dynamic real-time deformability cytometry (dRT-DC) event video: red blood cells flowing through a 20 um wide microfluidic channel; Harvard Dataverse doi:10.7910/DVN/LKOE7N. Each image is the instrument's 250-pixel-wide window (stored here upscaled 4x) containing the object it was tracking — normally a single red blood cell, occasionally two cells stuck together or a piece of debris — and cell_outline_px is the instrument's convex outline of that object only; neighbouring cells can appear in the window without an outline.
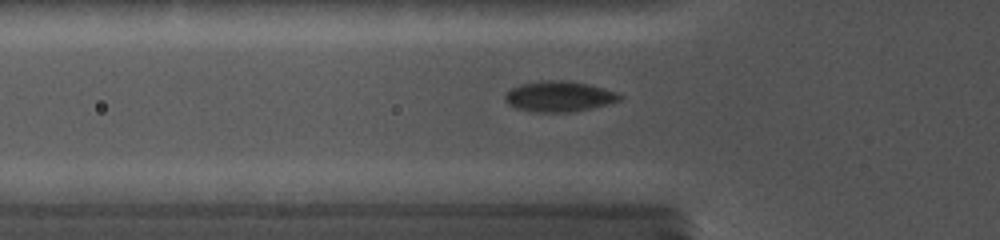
{"species": "common noctule bat (a hibernating species)", "species_latin": "Nyctalus noctula", "temperature_condition": "cold", "stored_images_in_passage": 56, "camera_frame_rate_fps": 5000, "um_per_image_px": 0.085, "animal": {"sex": "female", "body_mass_g": 19.0, "forearm_length_mm": 56.7}, "frame": {"image": 1, "passage_image": 17, "time_ms": 5.2, "image_size_px": [1000, 240], "cell_outline_px": [[624, 96], [620, 100], [592, 108], [572, 112], [536, 112], [516, 108], [508, 104], [504, 96], [512, 88], [524, 84], [548, 80], [560, 80], [584, 84], [616, 92]], "centroid_in_image_um": [47.52, 8.22], "position_along_channel_um": 78.3, "area_um2": 19.88}}
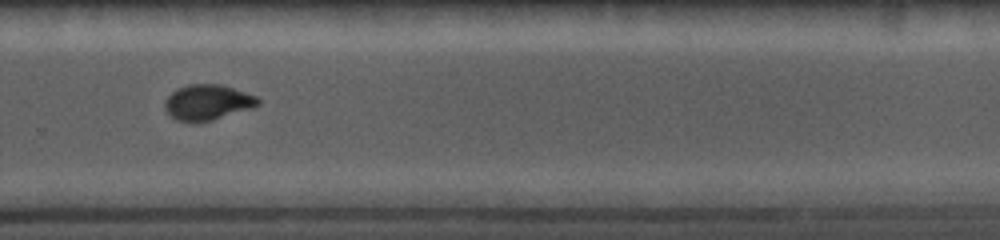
{"frame": {"image": 2, "passage_image": 39, "time_ms": 11.2, "image_size_px": [1000, 240], "cell_outline_px": [[260, 104], [212, 120], [196, 124], [188, 124], [176, 120], [164, 108], [164, 104], [168, 96], [176, 88], [188, 84], [220, 84], [256, 96], [260, 100]], "centroid_in_image_um": [17.58, 8.71], "position_along_channel_um": 312.2, "area_um2": 19.25}}
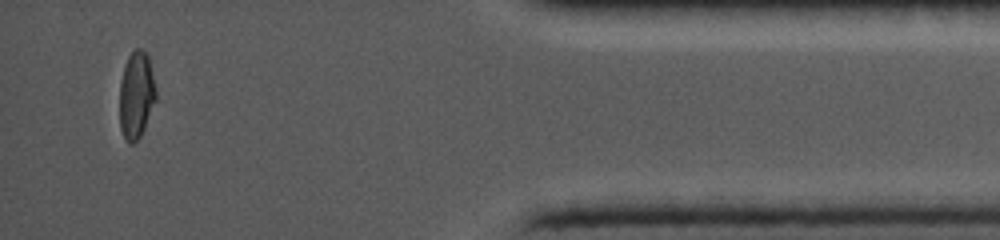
{"frame": {"image": 3, "passage_image": 53, "time_ms": 15.0, "image_size_px": [1000, 240], "cell_outline_px": [[156, 100], [144, 128], [140, 136], [132, 144], [128, 144], [120, 128], [120, 80], [124, 64], [128, 56], [136, 48], [140, 48], [148, 56], [156, 92]], "centroid_in_image_um": [11.57, 8.08], "position_along_channel_um": 423.6, "area_um2": 18.32}}